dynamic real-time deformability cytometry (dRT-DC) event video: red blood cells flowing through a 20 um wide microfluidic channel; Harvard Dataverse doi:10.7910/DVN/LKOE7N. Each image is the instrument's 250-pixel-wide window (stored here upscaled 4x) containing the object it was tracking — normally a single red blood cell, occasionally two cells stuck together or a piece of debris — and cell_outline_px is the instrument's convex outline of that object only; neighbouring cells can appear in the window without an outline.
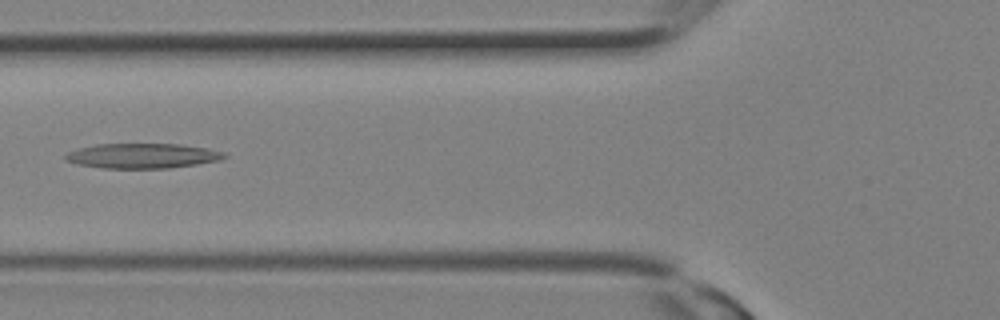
{"species": "Egyptian fruit bat (a non-hibernating species)", "species_latin": "Rousettus aegyptiacus", "temperature_condition": "room temperature", "stored_images_in_passage": 11, "camera_frame_rate_fps": 3000, "um_per_image_px": 0.085, "animal": {"sex": "female"}, "frame": {"image": 1, "passage_image": 10, "time_ms": 3.0, "image_size_px": [1000, 320], "cell_outline_px": [[228, 156], [220, 160], [196, 164], [168, 168], [104, 168], [76, 164], [64, 160], [64, 156], [68, 152], [76, 148], [96, 144], [180, 144], [208, 148], [224, 152]], "centroid_in_image_um": [12.08, 13.24], "position_along_channel_um": 113.7, "area_um2": 23.18}}